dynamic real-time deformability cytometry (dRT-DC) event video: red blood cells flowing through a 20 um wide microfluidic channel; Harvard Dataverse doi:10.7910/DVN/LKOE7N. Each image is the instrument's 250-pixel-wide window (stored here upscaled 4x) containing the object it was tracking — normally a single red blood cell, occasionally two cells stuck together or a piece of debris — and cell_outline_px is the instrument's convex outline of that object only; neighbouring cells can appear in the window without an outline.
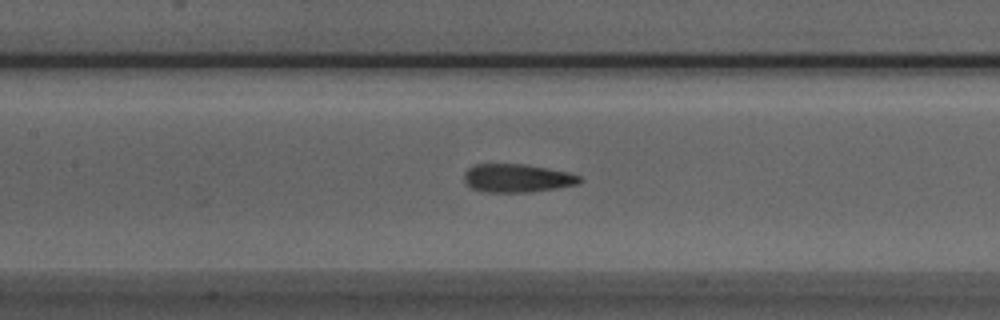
{"species": "Egyptian fruit bat (a non-hibernating species)", "species_latin": "Rousettus aegyptiacus", "temperature_condition": "room temperature", "stored_images_in_passage": 35, "camera_frame_rate_fps": 3000, "um_per_image_px": 0.085, "animal": {"sex": "male"}, "frame": {"image": 1, "passage_image": 16, "time_ms": 5.0, "image_size_px": [1000, 320], "cell_outline_px": [[584, 180], [580, 184], [556, 188], [528, 192], [480, 192], [472, 188], [464, 180], [464, 172], [468, 168], [476, 164], [524, 164], [568, 172], [580, 176]], "centroid_in_image_um": [43.96, 15.14], "position_along_channel_um": 163.4, "area_um2": 19.13}}
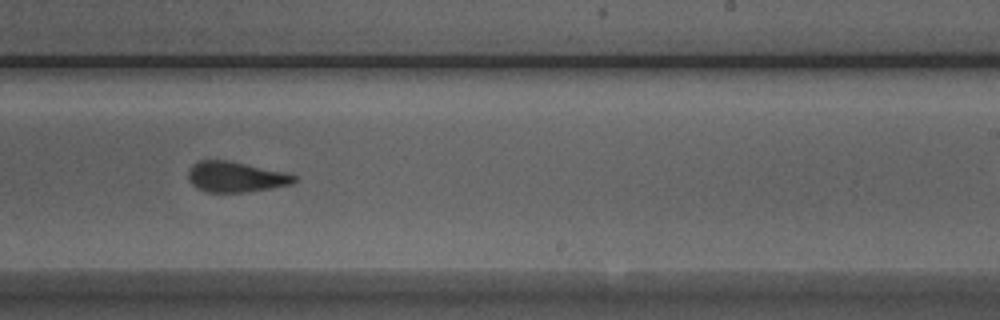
{"frame": {"image": 2, "passage_image": 24, "time_ms": 7.667, "image_size_px": [1000, 320], "cell_outline_px": [[296, 180], [292, 184], [272, 188], [244, 192], [204, 192], [192, 184], [188, 180], [188, 172], [192, 164], [200, 160], [228, 160], [284, 172], [296, 176]], "centroid_in_image_um": [20.0, 15.03], "position_along_channel_um": 269.0, "area_um2": 18.79}}
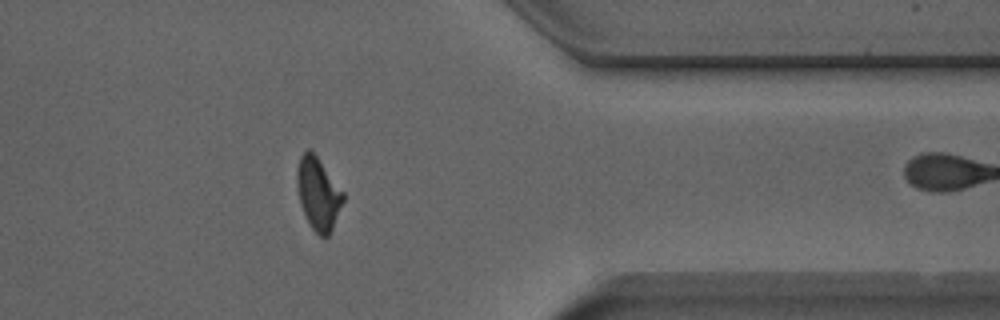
{"frame": {"image": 3, "passage_image": 34, "time_ms": 11.0, "image_size_px": [1000, 320], "cell_outline_px": [[344, 200], [332, 228], [328, 236], [320, 236], [312, 228], [300, 204], [296, 184], [296, 172], [300, 156], [308, 148], [316, 156], [344, 192]], "centroid_in_image_um": [27.03, 16.45], "position_along_channel_um": 384.4, "area_um2": 19.13}}